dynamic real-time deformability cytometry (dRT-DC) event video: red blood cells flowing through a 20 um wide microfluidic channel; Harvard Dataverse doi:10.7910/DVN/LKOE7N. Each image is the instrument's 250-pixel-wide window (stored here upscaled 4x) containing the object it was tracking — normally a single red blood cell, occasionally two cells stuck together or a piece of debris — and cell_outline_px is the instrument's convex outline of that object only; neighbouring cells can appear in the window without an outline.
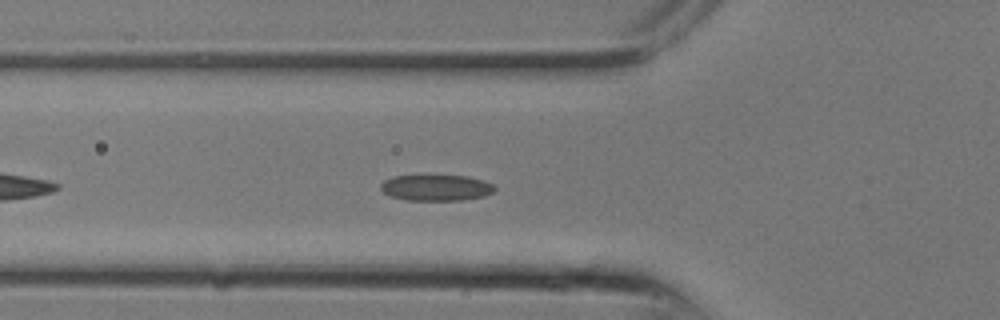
{"species": "common noctule bat (a hibernating species)", "species_latin": "Nyctalus noctula", "temperature_condition": "room temperature", "stored_images_in_passage": 18, "camera_frame_rate_fps": 3000, "um_per_image_px": 0.085, "animal": {"sex": "male", "body_mass_g": 13.3}, "frame": {"image": 1, "passage_image": 9, "time_ms": 2.667, "image_size_px": [1000, 320], "cell_outline_px": [[496, 188], [492, 192], [484, 196], [464, 200], [404, 200], [388, 196], [380, 188], [380, 184], [384, 180], [392, 176], [420, 172], [468, 176], [484, 180], [492, 184]], "centroid_in_image_um": [37.0, 15.89], "position_along_channel_um": 88.8, "area_um2": 18.44}}
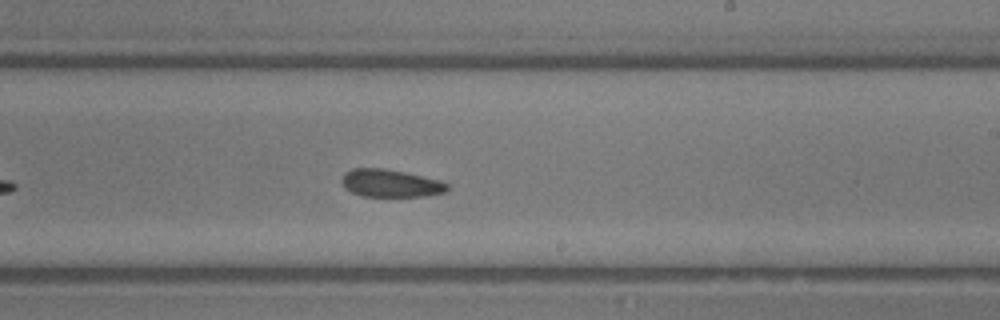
{"frame": {"image": 2, "passage_image": 15, "time_ms": 4.667, "image_size_px": [1000, 320], "cell_outline_px": [[448, 188], [444, 192], [428, 196], [360, 196], [344, 188], [340, 180], [344, 172], [352, 168], [384, 168], [404, 172], [440, 180], [448, 184]], "centroid_in_image_um": [33.15, 15.57], "position_along_channel_um": 255.9, "area_um2": 17.11}}
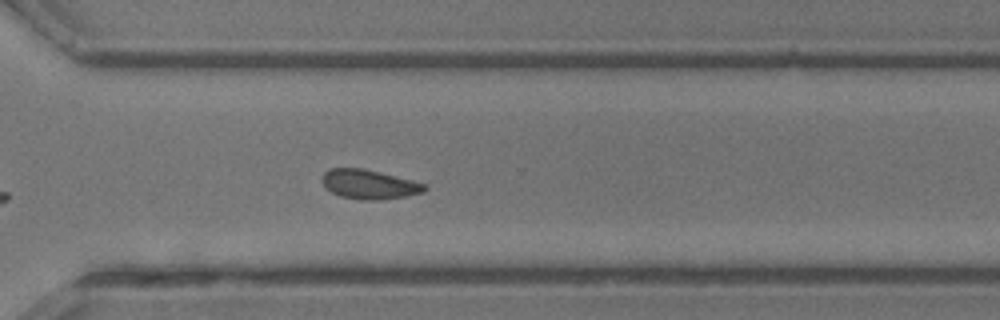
{"frame": {"image": 3, "passage_image": 18, "time_ms": 5.667, "image_size_px": [1000, 320], "cell_outline_px": [[428, 188], [424, 192], [408, 196], [376, 200], [364, 200], [340, 196], [324, 188], [320, 180], [324, 172], [328, 168], [364, 168], [412, 180], [424, 184]], "centroid_in_image_um": [31.34, 15.66], "position_along_channel_um": 339.3, "area_um2": 17.69}}